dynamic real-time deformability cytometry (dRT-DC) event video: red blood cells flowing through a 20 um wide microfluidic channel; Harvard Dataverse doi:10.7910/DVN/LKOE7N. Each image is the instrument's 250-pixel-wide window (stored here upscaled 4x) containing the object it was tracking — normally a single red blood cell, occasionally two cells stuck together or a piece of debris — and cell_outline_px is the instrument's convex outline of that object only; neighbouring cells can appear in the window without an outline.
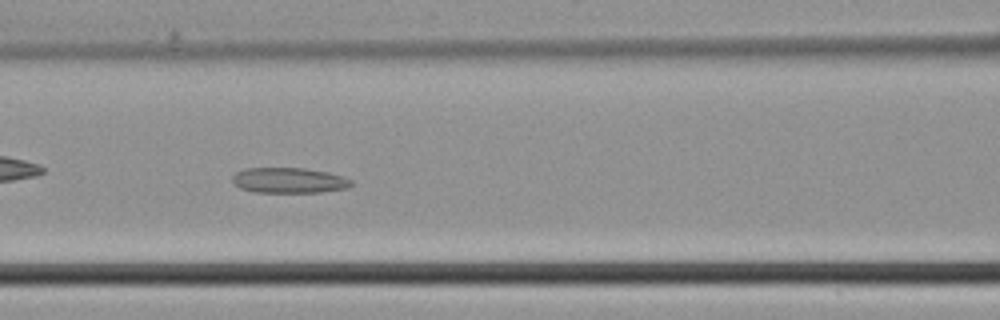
{"species": "common noctule bat (a hibernating species)", "species_latin": "Nyctalus noctula", "temperature_condition": "cold", "stored_images_in_passage": 15, "camera_frame_rate_fps": 3000, "um_per_image_px": 0.085, "animal": {"sex": "male", "body_mass_g": 21.5, "forearm_length_mm": 52.0}, "frame": {"image": 1, "passage_image": 7, "time_ms": 2.0, "image_size_px": [1000, 320], "cell_outline_px": [[352, 184], [348, 188], [320, 192], [256, 192], [240, 188], [232, 184], [232, 176], [236, 172], [244, 168], [304, 168], [328, 172], [344, 176], [352, 180]], "centroid_in_image_um": [24.55, 15.33], "position_along_channel_um": 142.0, "area_um2": 17.74}}
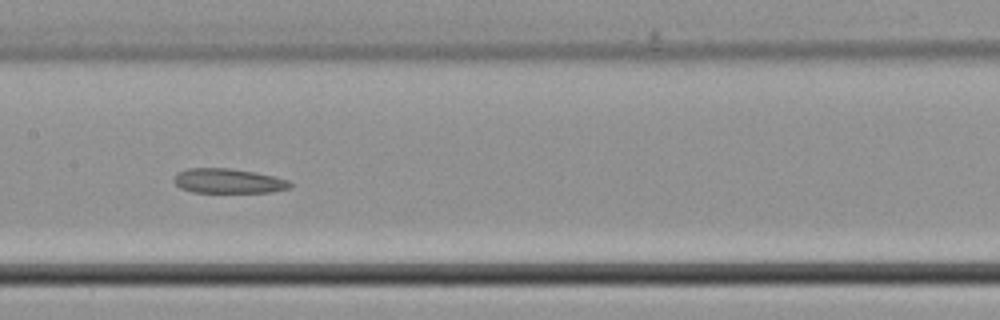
{"frame": {"image": 2, "passage_image": 10, "time_ms": 3.0, "image_size_px": [1000, 320], "cell_outline_px": [[292, 188], [272, 192], [192, 192], [180, 188], [176, 184], [176, 176], [180, 172], [188, 168], [228, 168], [256, 172], [276, 176], [288, 180], [292, 184]], "centroid_in_image_um": [19.49, 15.38], "position_along_channel_um": 187.9, "area_um2": 16.65}}